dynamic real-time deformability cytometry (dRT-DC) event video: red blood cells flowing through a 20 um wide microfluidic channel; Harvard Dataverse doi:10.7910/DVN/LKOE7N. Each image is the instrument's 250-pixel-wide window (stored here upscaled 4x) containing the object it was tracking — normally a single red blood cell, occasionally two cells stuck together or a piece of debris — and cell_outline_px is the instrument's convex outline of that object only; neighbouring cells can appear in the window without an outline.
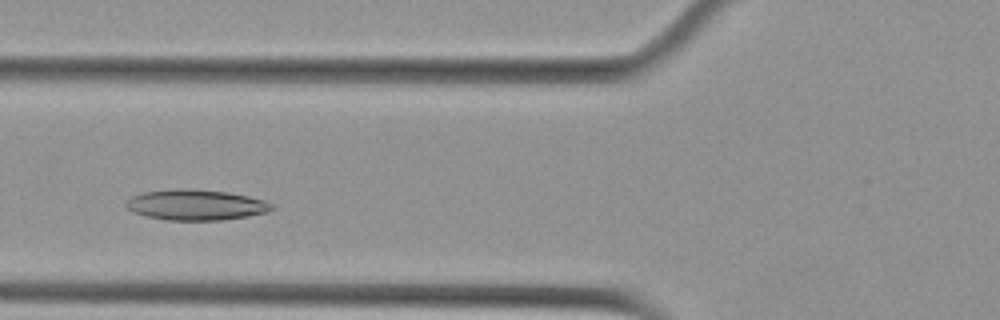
{"species": "Egyptian fruit bat (a non-hibernating species)", "species_latin": "Rousettus aegyptiacus", "temperature_condition": "cold", "stored_images_in_passage": 45, "camera_frame_rate_fps": 3000, "um_per_image_px": 0.085, "animal": {"sex": "female"}, "frame": {"image": 1, "passage_image": 10, "time_ms": 3.0, "image_size_px": [1000, 320], "cell_outline_px": [[276, 208], [264, 212], [248, 216], [220, 220], [164, 220], [132, 212], [124, 208], [124, 204], [132, 196], [144, 192], [228, 192], [248, 196], [264, 200], [272, 204]], "centroid_in_image_um": [16.66, 17.47], "position_along_channel_um": 109.1, "area_um2": 24.68}}
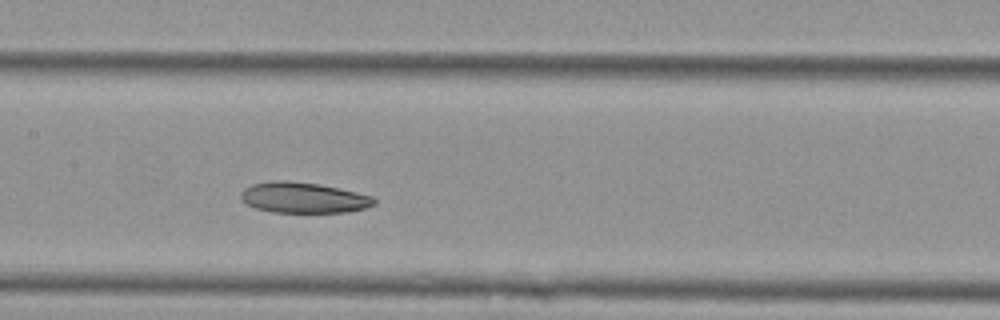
{"frame": {"image": 2, "passage_image": 16, "time_ms": 5.0, "image_size_px": [1000, 320], "cell_outline_px": [[376, 204], [364, 208], [348, 212], [272, 212], [256, 208], [240, 200], [240, 192], [244, 188], [252, 184], [272, 180], [288, 180], [320, 184], [356, 192], [372, 196], [376, 200]], "centroid_in_image_um": [25.76, 16.79], "position_along_channel_um": 181.6, "area_um2": 23.93}}
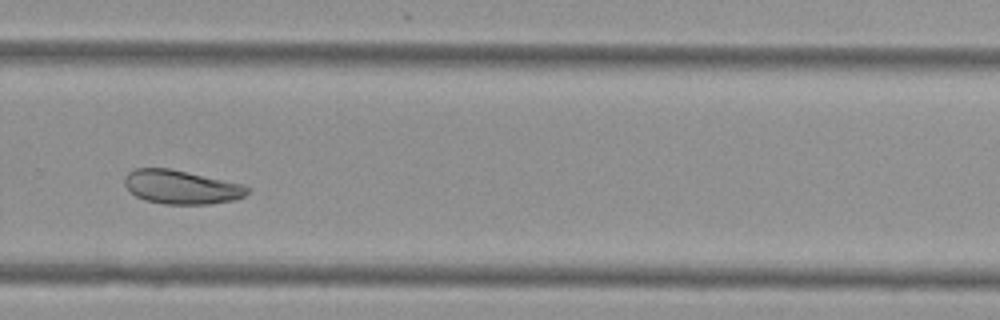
{"frame": {"image": 3, "passage_image": 27, "time_ms": 8.667, "image_size_px": [1000, 320], "cell_outline_px": [[248, 192], [244, 196], [232, 200], [208, 204], [164, 204], [144, 200], [136, 196], [124, 184], [124, 176], [128, 172], [136, 168], [168, 168], [244, 184], [248, 188]], "centroid_in_image_um": [15.38, 15.9], "position_along_channel_um": 314.4, "area_um2": 24.04}, "authors_computed_cell_mechanics": {"area_um2": 25.6632, "velocity_mm_per_s": 3.6312, "shape_relaxation_time_tau1_ms": 8.0134, "shape_relaxation_time_tau2_ms": 11.3173, "deformation_change_tau1": 0.1457, "deformation_change_tau2": 0.1607}}